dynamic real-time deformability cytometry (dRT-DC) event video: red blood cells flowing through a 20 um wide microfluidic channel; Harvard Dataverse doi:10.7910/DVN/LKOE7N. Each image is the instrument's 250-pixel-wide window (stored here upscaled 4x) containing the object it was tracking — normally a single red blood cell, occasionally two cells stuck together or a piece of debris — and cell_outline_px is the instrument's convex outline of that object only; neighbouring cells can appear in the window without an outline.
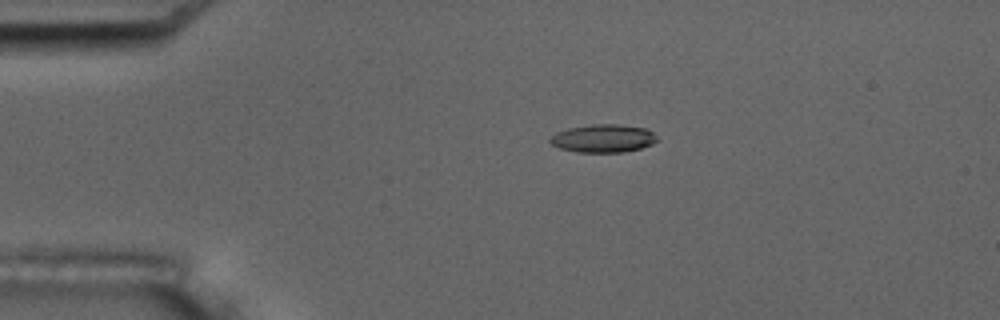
{"species": "common noctule bat (a hibernating species)", "species_latin": "Nyctalus noctula", "temperature_condition": "room temperature", "stored_images_in_passage": 7, "camera_frame_rate_fps": 3000, "um_per_image_px": 0.085, "animal": {"sex": "male", "body_mass_g": 17.5, "forearm_length_mm": 52.3}, "frame": {"image": 1, "passage_image": 1, "time_ms": 0.0, "image_size_px": [1000, 320], "cell_outline_px": [[660, 140], [652, 144], [640, 148], [624, 152], [576, 152], [560, 148], [552, 144], [548, 140], [556, 132], [568, 128], [592, 124], [616, 124], [644, 128], [652, 132]], "centroid_in_image_um": [51.27, 11.76], "position_along_channel_um": 33.7, "area_um2": 17.46}}